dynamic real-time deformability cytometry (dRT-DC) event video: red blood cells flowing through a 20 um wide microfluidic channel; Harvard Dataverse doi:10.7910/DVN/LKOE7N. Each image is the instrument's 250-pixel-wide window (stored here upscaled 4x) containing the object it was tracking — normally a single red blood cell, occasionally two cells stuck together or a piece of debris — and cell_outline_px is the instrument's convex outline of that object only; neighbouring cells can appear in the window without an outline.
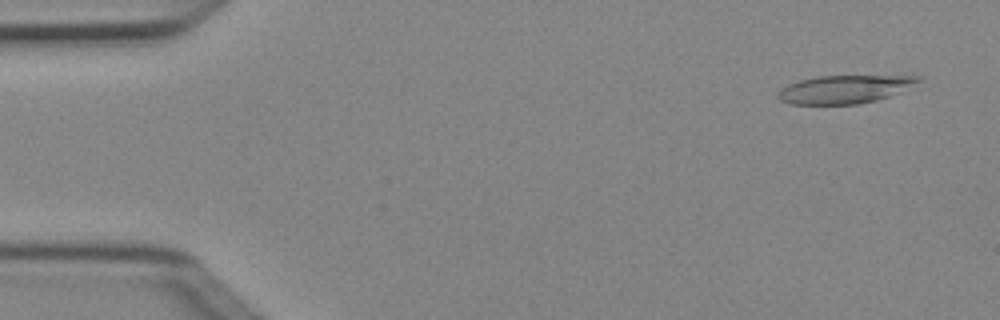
{"species": "Egyptian fruit bat (a non-hibernating species)", "species_latin": "Rousettus aegyptiacus", "temperature_condition": "cold", "stored_images_in_passage": 4, "camera_frame_rate_fps": 3000, "um_per_image_px": 0.085, "animal": {"sex": "female"}, "frame": {"image": 1, "passage_image": 1, "time_ms": 0.0, "image_size_px": [1000, 320], "cell_outline_px": [[924, 88], [876, 100], [856, 104], [788, 104], [780, 100], [776, 96], [788, 84], [800, 80], [816, 76], [924, 76]], "centroid_in_image_um": [72.07, 7.58], "position_along_channel_um": 12.9, "area_um2": 23.93}}
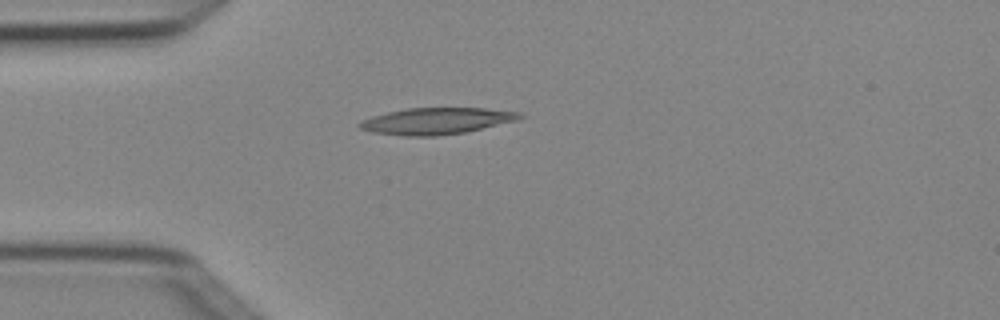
{"frame": {"image": 2, "passage_image": 3, "time_ms": 0.667, "image_size_px": [1000, 320], "cell_outline_px": [[524, 116], [516, 120], [464, 132], [436, 136], [408, 136], [372, 132], [360, 128], [356, 124], [372, 116], [388, 112], [408, 108], [484, 108], [520, 112]], "centroid_in_image_um": [37.08, 10.28], "position_along_channel_um": 47.9, "area_um2": 24.39}}